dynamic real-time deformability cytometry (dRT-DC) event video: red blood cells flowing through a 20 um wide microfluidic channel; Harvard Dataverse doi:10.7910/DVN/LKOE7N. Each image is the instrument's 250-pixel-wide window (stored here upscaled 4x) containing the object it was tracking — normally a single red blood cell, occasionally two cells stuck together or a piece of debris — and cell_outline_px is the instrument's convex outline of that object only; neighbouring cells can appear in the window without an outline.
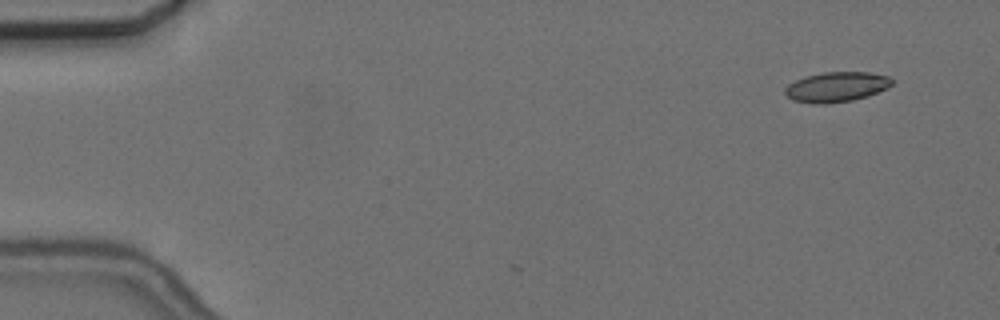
{"species": "common noctule bat (a hibernating species)", "species_latin": "Nyctalus noctula", "temperature_condition": "cold", "stored_images_in_passage": 8, "camera_frame_rate_fps": 3000, "um_per_image_px": 0.085, "animal": {"sex": "female", "body_mass_g": 24.6, "forearm_length_mm": 56.2}, "frame": {"image": 1, "passage_image": 2, "time_ms": 0.333, "image_size_px": [1000, 320], "cell_outline_px": [[892, 84], [888, 88], [868, 96], [852, 100], [824, 104], [816, 104], [792, 100], [784, 92], [784, 88], [788, 84], [804, 76], [824, 72], [868, 72], [888, 76], [892, 80]], "centroid_in_image_um": [71.08, 7.39], "position_along_channel_um": 13.9, "area_um2": 18.73}}